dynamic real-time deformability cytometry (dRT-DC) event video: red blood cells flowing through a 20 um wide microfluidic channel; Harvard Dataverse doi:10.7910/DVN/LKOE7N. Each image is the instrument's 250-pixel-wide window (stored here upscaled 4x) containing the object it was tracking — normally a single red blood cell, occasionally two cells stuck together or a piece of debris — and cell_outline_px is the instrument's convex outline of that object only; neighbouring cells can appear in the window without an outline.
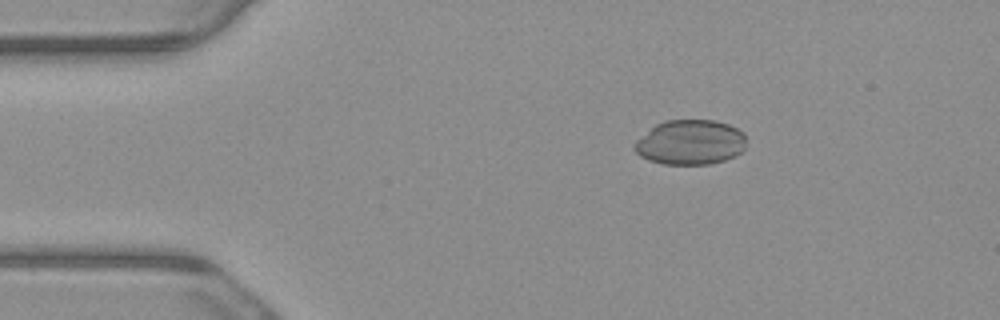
{"species": "common noctule bat (a hibernating species)", "species_latin": "Nyctalus noctula", "temperature_condition": "warm", "stored_images_in_passage": 7, "camera_frame_rate_fps": 3000, "um_per_image_px": 0.085, "animal": {"sex": "male", "body_mass_g": 23.1, "forearm_length_mm": 52.7}, "frame": {"image": 1, "passage_image": 2, "time_ms": 0.333, "image_size_px": [1000, 320], "cell_outline_px": [[744, 148], [736, 156], [724, 160], [708, 164], [664, 164], [648, 160], [640, 156], [632, 148], [632, 144], [636, 140], [656, 124], [664, 120], [716, 120], [728, 124], [744, 132]], "centroid_in_image_um": [58.64, 12.09], "position_along_channel_um": 26.4, "area_um2": 29.3}}
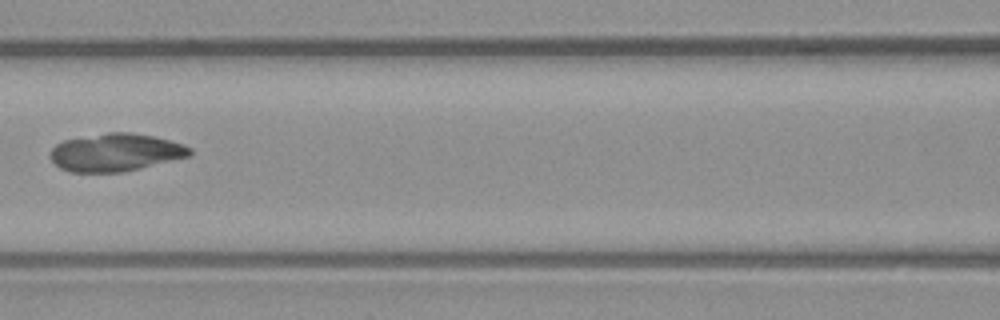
{"frame": {"image": 2, "passage_image": 6, "time_ms": 1.667, "image_size_px": [1000, 320], "cell_outline_px": [[192, 152], [188, 156], [124, 172], [68, 172], [60, 168], [52, 160], [52, 148], [56, 144], [64, 140], [108, 132], [132, 132], [152, 136], [184, 144], [192, 148]], "centroid_in_image_um": [9.83, 12.95], "position_along_channel_um": 156.8, "area_um2": 30.46}}